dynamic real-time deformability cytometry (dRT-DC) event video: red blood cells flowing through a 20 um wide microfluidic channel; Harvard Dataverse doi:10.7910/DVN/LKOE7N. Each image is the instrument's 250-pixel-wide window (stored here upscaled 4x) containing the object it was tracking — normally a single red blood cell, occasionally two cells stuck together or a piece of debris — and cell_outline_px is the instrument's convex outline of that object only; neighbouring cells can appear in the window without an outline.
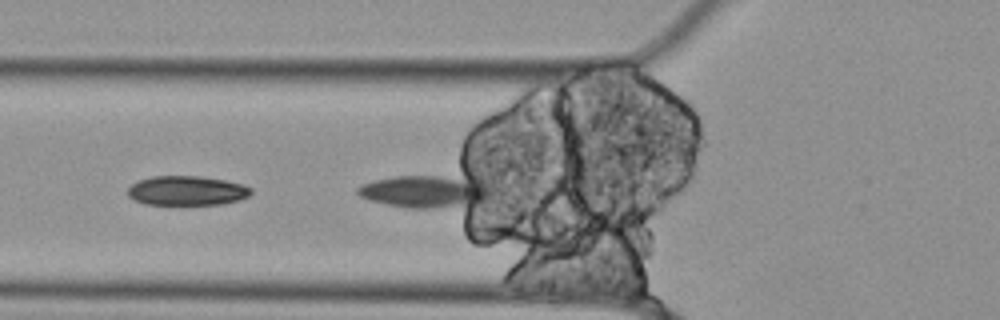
{"species": "Egyptian fruit bat (a non-hibernating species)", "species_latin": "Rousettus aegyptiacus", "temperature_condition": "cold", "stored_images_in_passage": 5, "segment_of_instrument_passage": [2, 2], "camera_frame_rate_fps": 3000, "um_per_image_px": 0.085, "animal": {"sex": "female"}, "frame": {"image": 1, "passage_image": 5, "time_ms": 1.333, "image_size_px": [1000, 320], "cell_outline_px": [[488, 196], [484, 200], [472, 208], [408, 208], [388, 204], [372, 200], [360, 196], [356, 192], [356, 188], [364, 184], [376, 180], [396, 176], [440, 176], [460, 180], [476, 184], [484, 188], [488, 192]], "centroid_in_image_um": [36.04, 16.34], "position_along_channel_um": 89.8, "area_um2": 24.28}}